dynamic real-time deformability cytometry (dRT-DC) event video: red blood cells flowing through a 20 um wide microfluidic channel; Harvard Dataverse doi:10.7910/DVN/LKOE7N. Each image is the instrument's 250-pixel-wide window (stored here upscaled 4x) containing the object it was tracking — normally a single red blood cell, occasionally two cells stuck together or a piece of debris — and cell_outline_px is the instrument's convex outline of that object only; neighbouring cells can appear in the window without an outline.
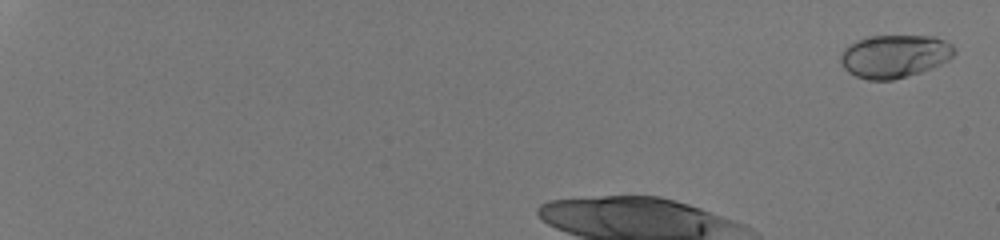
{"species": "human", "species_latin": "Homo sapiens", "temperature_condition": "room temperature", "stored_images_in_passage": 17, "segment_of_instrument_passage": [1, 2], "camera_frame_rate_fps": 3000, "um_per_image_px": 0.085, "donor": {"sex": "male"}, "frame": {"image": 1, "passage_image": 2, "time_ms": 0.333, "image_size_px": [1000, 240], "cell_outline_px": [[956, 52], [948, 60], [932, 68], [908, 76], [892, 80], [868, 80], [856, 76], [848, 72], [840, 64], [840, 52], [848, 44], [864, 36], [932, 36], [944, 40], [952, 44], [956, 48]], "centroid_in_image_um": [76.0, 4.77], "position_along_channel_um": 9.0, "area_um2": 28.84}}